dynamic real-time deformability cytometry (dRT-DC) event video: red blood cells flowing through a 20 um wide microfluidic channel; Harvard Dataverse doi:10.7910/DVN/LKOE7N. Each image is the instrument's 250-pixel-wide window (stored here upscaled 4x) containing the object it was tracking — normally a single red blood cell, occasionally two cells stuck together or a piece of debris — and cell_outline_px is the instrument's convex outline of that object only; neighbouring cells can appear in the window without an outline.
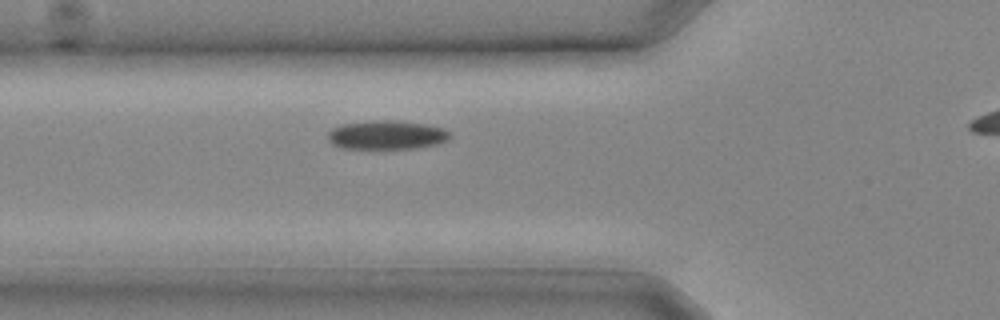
{"species": "common noctule bat (a hibernating species)", "species_latin": "Nyctalus noctula", "temperature_condition": "cold", "stored_images_in_passage": 19, "camera_frame_rate_fps": 3000, "um_per_image_px": 0.085, "animal": {"sex": "male", "body_mass_g": 20.4}, "frame": {"image": 1, "passage_image": 4, "time_ms": 1.0, "image_size_px": [1000, 320], "cell_outline_px": [[452, 136], [448, 140], [436, 144], [416, 148], [340, 148], [332, 144], [328, 140], [328, 132], [332, 128], [340, 124], [372, 120], [388, 120], [424, 124], [444, 128]], "centroid_in_image_um": [32.84, 11.47], "position_along_channel_um": 93.0, "area_um2": 20.52}}
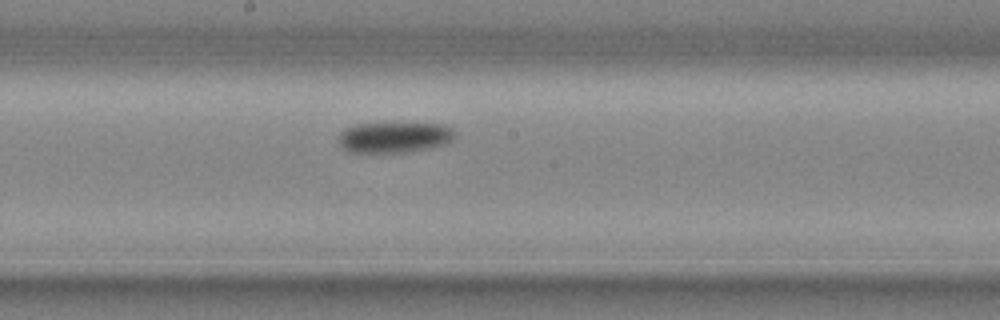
{"frame": {"image": 2, "passage_image": 9, "time_ms": 2.667, "image_size_px": [1000, 320], "cell_outline_px": [[456, 136], [452, 140], [444, 144], [432, 148], [404, 152], [348, 152], [340, 144], [340, 132], [344, 128], [356, 124], [444, 124], [452, 128]], "centroid_in_image_um": [33.54, 11.67], "position_along_channel_um": 214.7, "area_um2": 20.63}}
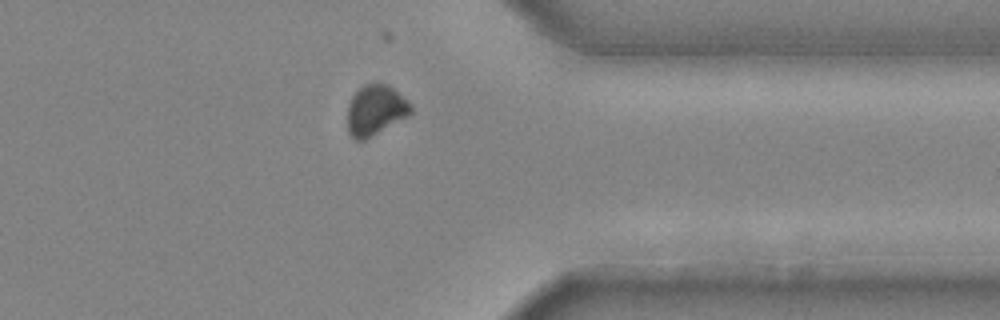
{"frame": {"image": 3, "passage_image": 16, "time_ms": 5.0, "image_size_px": [1000, 320], "cell_outline_px": [[412, 112], [408, 116], [364, 140], [356, 140], [348, 132], [348, 104], [352, 96], [364, 84], [388, 84], [408, 100], [412, 104]], "centroid_in_image_um": [31.93, 9.36], "position_along_channel_um": 379.5, "area_um2": 18.44}}